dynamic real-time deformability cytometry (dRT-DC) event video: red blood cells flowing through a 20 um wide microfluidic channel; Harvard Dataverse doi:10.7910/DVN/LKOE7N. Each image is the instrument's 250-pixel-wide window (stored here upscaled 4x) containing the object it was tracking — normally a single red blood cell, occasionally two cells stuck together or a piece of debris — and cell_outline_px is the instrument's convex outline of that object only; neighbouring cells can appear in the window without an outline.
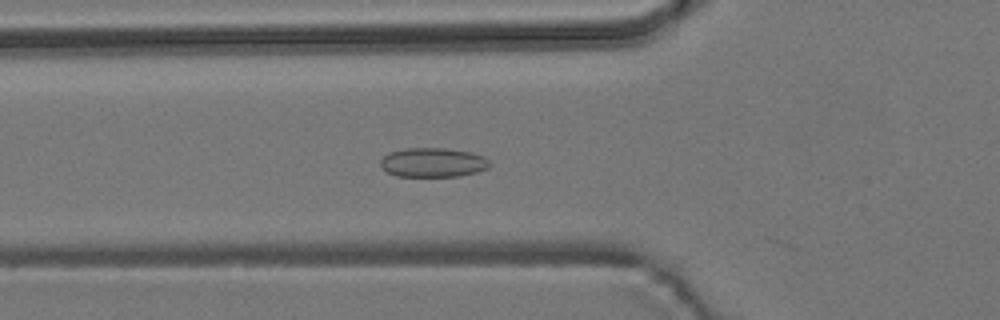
{"species": "common noctule bat (a hibernating species)", "species_latin": "Nyctalus noctula", "temperature_condition": "room temperature", "stored_images_in_passage": 24, "camera_frame_rate_fps": 3000, "um_per_image_px": 0.085, "animal": {"sex": "male", "body_mass_g": 19.2, "forearm_length_mm": 51.8}, "frame": {"image": 1, "passage_image": 13, "time_ms": 4.0, "image_size_px": [1000, 320], "cell_outline_px": [[492, 164], [488, 168], [476, 172], [460, 176], [396, 176], [380, 168], [380, 160], [384, 156], [392, 152], [404, 148], [444, 148], [472, 152], [484, 156]], "centroid_in_image_um": [36.81, 13.81], "position_along_channel_um": 89.0, "area_um2": 18.73}}
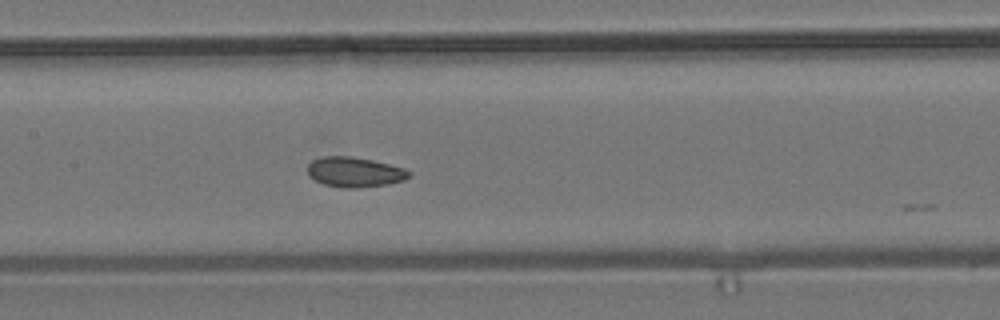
{"frame": {"image": 2, "passage_image": 20, "time_ms": 6.333, "image_size_px": [1000, 320], "cell_outline_px": [[412, 176], [404, 180], [388, 184], [356, 188], [344, 188], [324, 184], [308, 176], [308, 164], [312, 160], [320, 156], [352, 156], [372, 160], [404, 168], [412, 172]], "centroid_in_image_um": [30.15, 14.62], "position_along_channel_um": 177.2, "area_um2": 17.86}}
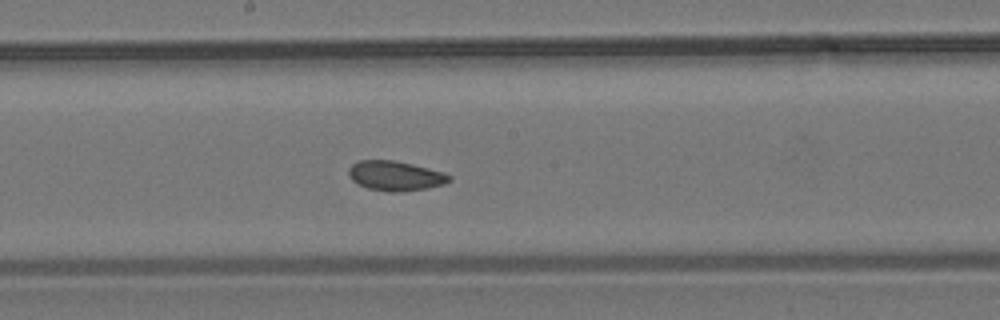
{"frame": {"image": 3, "passage_image": 23, "time_ms": 7.333, "image_size_px": [1000, 320], "cell_outline_px": [[452, 180], [444, 184], [428, 188], [400, 192], [388, 192], [368, 188], [352, 180], [348, 176], [348, 168], [352, 164], [360, 160], [392, 160], [412, 164], [444, 172], [452, 176]], "centroid_in_image_um": [33.62, 14.95], "position_along_channel_um": 214.6, "area_um2": 17.51}}